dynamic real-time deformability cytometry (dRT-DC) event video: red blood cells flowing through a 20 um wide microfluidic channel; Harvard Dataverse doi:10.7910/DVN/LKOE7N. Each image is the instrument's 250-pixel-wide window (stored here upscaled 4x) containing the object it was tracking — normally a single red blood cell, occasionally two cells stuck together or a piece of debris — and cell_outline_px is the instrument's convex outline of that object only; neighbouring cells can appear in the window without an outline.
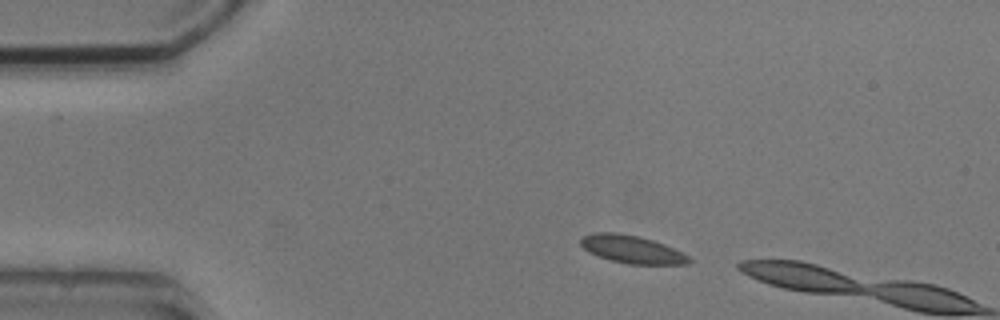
{"species": "common noctule bat (a hibernating species)", "species_latin": "Nyctalus noctula", "temperature_condition": "cold", "stored_images_in_passage": 2, "camera_frame_rate_fps": 3000, "um_per_image_px": 0.085, "animal": {"sex": "male", "body_mass_g": 20.5, "forearm_length_mm": 52.5}, "frame": {"image": 1, "passage_image": 1, "time_ms": 0.0, "image_size_px": [1000, 320], "cell_outline_px": [[692, 260], [688, 264], [628, 264], [612, 260], [588, 252], [580, 244], [580, 240], [584, 236], [596, 232], [616, 232], [640, 236], [664, 244], [688, 256]], "centroid_in_image_um": [53.7, 21.19], "position_along_channel_um": 31.3, "area_um2": 17.34}}